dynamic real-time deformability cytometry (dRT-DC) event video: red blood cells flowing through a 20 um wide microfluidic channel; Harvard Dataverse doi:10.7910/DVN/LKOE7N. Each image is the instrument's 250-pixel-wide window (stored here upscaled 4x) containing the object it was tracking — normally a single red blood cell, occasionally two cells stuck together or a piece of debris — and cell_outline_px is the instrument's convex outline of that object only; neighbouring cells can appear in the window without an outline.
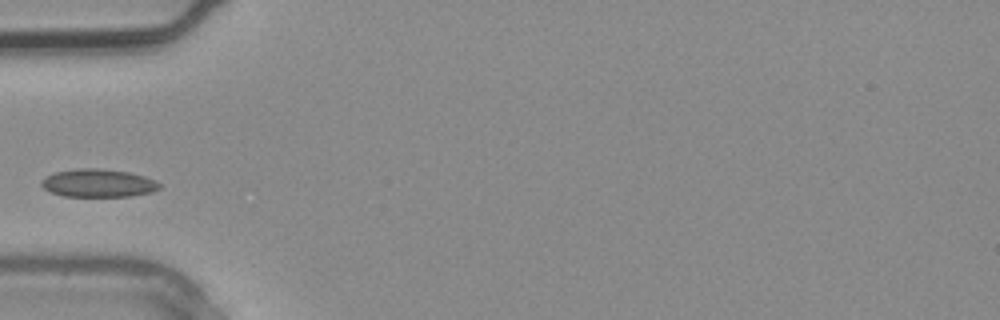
{"species": "common noctule bat (a hibernating species)", "species_latin": "Nyctalus noctula", "temperature_condition": "warm", "stored_images_in_passage": 1, "camera_frame_rate_fps": 3000, "um_per_image_px": 0.085, "animal": {"sex": "male", "body_mass_g": 20.4}, "frame": {"image": 1, "passage_image": 1, "time_ms": 0.0, "image_size_px": [1000, 320], "cell_outline_px": [[160, 188], [152, 192], [132, 196], [64, 196], [52, 192], [44, 188], [40, 184], [40, 180], [44, 176], [56, 172], [76, 168], [96, 168], [128, 172], [144, 176], [156, 180], [160, 184]], "centroid_in_image_um": [8.34, 15.56], "position_along_channel_um": 76.7, "area_um2": 19.31}}